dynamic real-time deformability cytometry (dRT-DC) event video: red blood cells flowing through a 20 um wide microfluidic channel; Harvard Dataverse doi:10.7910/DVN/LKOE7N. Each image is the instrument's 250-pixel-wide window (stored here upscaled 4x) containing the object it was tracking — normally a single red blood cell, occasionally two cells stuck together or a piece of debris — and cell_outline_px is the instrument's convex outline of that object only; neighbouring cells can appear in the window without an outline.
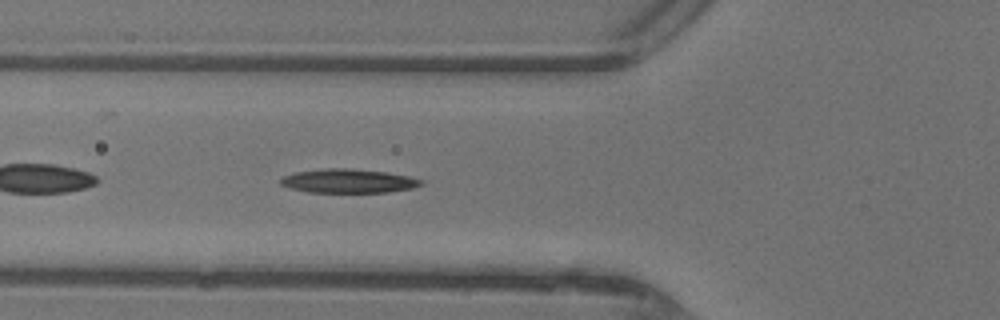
{"species": "common noctule bat (a hibernating species)", "species_latin": "Nyctalus noctula", "temperature_condition": "warm", "stored_images_in_passage": 29, "segment_of_instrument_passage": [2, 2], "camera_frame_rate_fps": 3000, "um_per_image_px": 0.085, "animal": {"sex": "female"}, "frame": {"image": 1, "passage_image": 18, "time_ms": 5.667, "image_size_px": [1000, 320], "cell_outline_px": [[424, 184], [412, 188], [388, 192], [308, 192], [288, 188], [280, 184], [280, 180], [284, 176], [296, 172], [328, 168], [348, 168], [384, 172], [408, 176], [424, 180]], "centroid_in_image_um": [29.61, 15.39], "position_along_channel_um": 96.2, "area_um2": 19.48}}
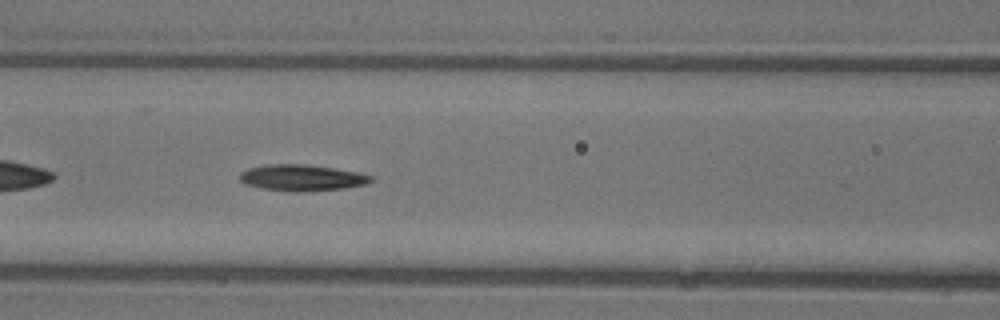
{"frame": {"image": 2, "passage_image": 21, "time_ms": 6.667, "image_size_px": [1000, 320], "cell_outline_px": [[372, 180], [368, 184], [344, 188], [296, 192], [292, 192], [260, 188], [244, 184], [240, 180], [240, 172], [248, 168], [268, 164], [304, 164], [332, 168], [356, 172], [372, 176]], "centroid_in_image_um": [25.61, 15.11], "position_along_channel_um": 141.0, "area_um2": 20.0}}
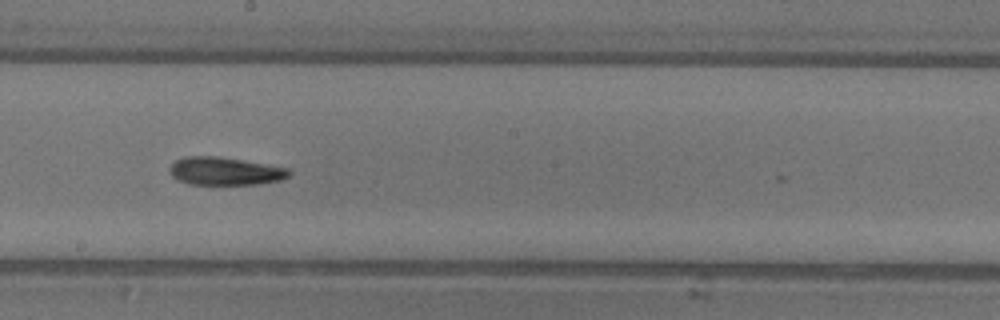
{"frame": {"image": 3, "passage_image": 27, "time_ms": 8.667, "image_size_px": [1000, 320], "cell_outline_px": [[292, 172], [288, 176], [280, 180], [260, 184], [188, 184], [172, 176], [168, 168], [176, 160], [184, 156], [216, 156], [288, 168]], "centroid_in_image_um": [19.1, 14.55], "position_along_channel_um": 229.1, "area_um2": 19.25}}